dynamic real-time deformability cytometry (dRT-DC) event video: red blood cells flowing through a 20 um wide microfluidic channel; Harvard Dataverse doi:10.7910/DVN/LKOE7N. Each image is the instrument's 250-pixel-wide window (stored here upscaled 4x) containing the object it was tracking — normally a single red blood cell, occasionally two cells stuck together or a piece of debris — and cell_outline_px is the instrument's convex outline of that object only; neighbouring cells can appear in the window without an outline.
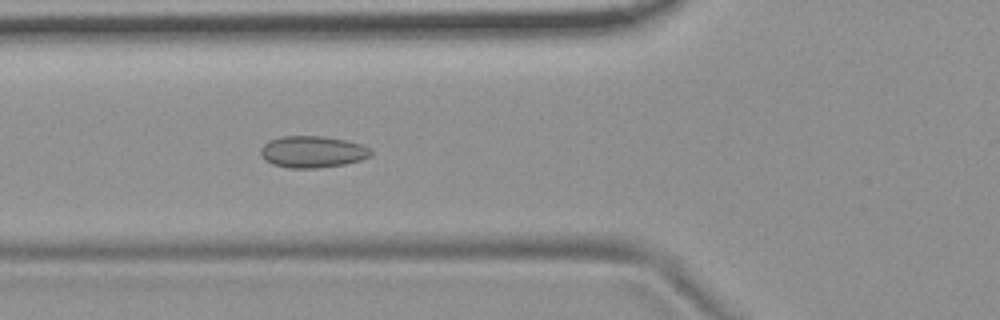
{"species": "common noctule bat (a hibernating species)", "species_latin": "Nyctalus noctula", "temperature_condition": "room temperature", "stored_images_in_passage": 6, "camera_frame_rate_fps": 3000, "um_per_image_px": 0.085, "animal": {"sex": "female", "body_mass_g": 19.9}, "frame": {"image": 1, "passage_image": 5, "time_ms": 1.333, "image_size_px": [1000, 320], "cell_outline_px": [[372, 156], [360, 160], [344, 164], [316, 168], [288, 168], [272, 164], [264, 160], [260, 152], [260, 148], [264, 144], [280, 136], [324, 136], [344, 140], [360, 144], [368, 148], [372, 152]], "centroid_in_image_um": [26.54, 12.91], "position_along_channel_um": 99.3, "area_um2": 20.29}}